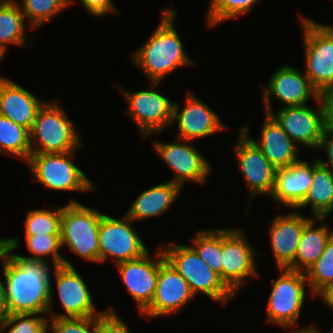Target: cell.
<instances>
[{
  "label": "cell",
  "instance_id": "484cf974",
  "mask_svg": "<svg viewBox=\"0 0 333 333\" xmlns=\"http://www.w3.org/2000/svg\"><path fill=\"white\" fill-rule=\"evenodd\" d=\"M308 194L296 208L300 211L310 206L312 217H329L333 212V170L313 159V177Z\"/></svg>",
  "mask_w": 333,
  "mask_h": 333
},
{
  "label": "cell",
  "instance_id": "60d3db41",
  "mask_svg": "<svg viewBox=\"0 0 333 333\" xmlns=\"http://www.w3.org/2000/svg\"><path fill=\"white\" fill-rule=\"evenodd\" d=\"M323 304L333 311V283L322 289L316 296Z\"/></svg>",
  "mask_w": 333,
  "mask_h": 333
},
{
  "label": "cell",
  "instance_id": "ee69618b",
  "mask_svg": "<svg viewBox=\"0 0 333 333\" xmlns=\"http://www.w3.org/2000/svg\"><path fill=\"white\" fill-rule=\"evenodd\" d=\"M305 333H323V332H320V330L317 329L316 326H312V327L306 328Z\"/></svg>",
  "mask_w": 333,
  "mask_h": 333
},
{
  "label": "cell",
  "instance_id": "8992f818",
  "mask_svg": "<svg viewBox=\"0 0 333 333\" xmlns=\"http://www.w3.org/2000/svg\"><path fill=\"white\" fill-rule=\"evenodd\" d=\"M77 151L30 154L26 164L33 180L42 184L47 190L58 192L94 191L96 188L94 182L73 162Z\"/></svg>",
  "mask_w": 333,
  "mask_h": 333
},
{
  "label": "cell",
  "instance_id": "6da1fadb",
  "mask_svg": "<svg viewBox=\"0 0 333 333\" xmlns=\"http://www.w3.org/2000/svg\"><path fill=\"white\" fill-rule=\"evenodd\" d=\"M7 255L2 267L7 308L10 314L48 315L53 312L54 293L51 263L30 260L14 253L19 238H4Z\"/></svg>",
  "mask_w": 333,
  "mask_h": 333
},
{
  "label": "cell",
  "instance_id": "d6986e66",
  "mask_svg": "<svg viewBox=\"0 0 333 333\" xmlns=\"http://www.w3.org/2000/svg\"><path fill=\"white\" fill-rule=\"evenodd\" d=\"M193 298L187 281L165 259L159 266L153 300L139 316L149 319L178 314Z\"/></svg>",
  "mask_w": 333,
  "mask_h": 333
},
{
  "label": "cell",
  "instance_id": "8fae6325",
  "mask_svg": "<svg viewBox=\"0 0 333 333\" xmlns=\"http://www.w3.org/2000/svg\"><path fill=\"white\" fill-rule=\"evenodd\" d=\"M152 147L163 163L174 173L169 181L184 189L186 183L207 184L212 164L192 141L176 138V142L152 140Z\"/></svg>",
  "mask_w": 333,
  "mask_h": 333
},
{
  "label": "cell",
  "instance_id": "d4e9b609",
  "mask_svg": "<svg viewBox=\"0 0 333 333\" xmlns=\"http://www.w3.org/2000/svg\"><path fill=\"white\" fill-rule=\"evenodd\" d=\"M326 219L327 217H313L304 226L295 255L294 271L305 273L324 252L333 235V229L324 223Z\"/></svg>",
  "mask_w": 333,
  "mask_h": 333
},
{
  "label": "cell",
  "instance_id": "52a82bcc",
  "mask_svg": "<svg viewBox=\"0 0 333 333\" xmlns=\"http://www.w3.org/2000/svg\"><path fill=\"white\" fill-rule=\"evenodd\" d=\"M280 274L277 279H271V291L267 300L266 321L284 330L295 328L302 313L306 294L315 298L308 287L304 272L289 269H278ZM307 285V287H306Z\"/></svg>",
  "mask_w": 333,
  "mask_h": 333
},
{
  "label": "cell",
  "instance_id": "ffe728a7",
  "mask_svg": "<svg viewBox=\"0 0 333 333\" xmlns=\"http://www.w3.org/2000/svg\"><path fill=\"white\" fill-rule=\"evenodd\" d=\"M312 218L303 216L302 211L296 209L273 217L268 228V237L277 269L294 271L295 255L304 226Z\"/></svg>",
  "mask_w": 333,
  "mask_h": 333
},
{
  "label": "cell",
  "instance_id": "83f0119b",
  "mask_svg": "<svg viewBox=\"0 0 333 333\" xmlns=\"http://www.w3.org/2000/svg\"><path fill=\"white\" fill-rule=\"evenodd\" d=\"M0 154L16 156L26 163L31 154L29 130L0 115Z\"/></svg>",
  "mask_w": 333,
  "mask_h": 333
},
{
  "label": "cell",
  "instance_id": "f6af8a7d",
  "mask_svg": "<svg viewBox=\"0 0 333 333\" xmlns=\"http://www.w3.org/2000/svg\"><path fill=\"white\" fill-rule=\"evenodd\" d=\"M312 326H314V325H310V326H307V327H303V328H301V329H294V330L291 329V331H290V332L287 331V333H305V329H306V328H309V327H312ZM285 333H286V332H285Z\"/></svg>",
  "mask_w": 333,
  "mask_h": 333
},
{
  "label": "cell",
  "instance_id": "7bdbcfd3",
  "mask_svg": "<svg viewBox=\"0 0 333 333\" xmlns=\"http://www.w3.org/2000/svg\"><path fill=\"white\" fill-rule=\"evenodd\" d=\"M6 255H7V244H6V242H5V240L4 239H2L1 241H0V265H1V272L0 273H3L2 272V267H3V265H4V261H5V257H6ZM2 282V279H1V274H0V283Z\"/></svg>",
  "mask_w": 333,
  "mask_h": 333
},
{
  "label": "cell",
  "instance_id": "4dcf8cb0",
  "mask_svg": "<svg viewBox=\"0 0 333 333\" xmlns=\"http://www.w3.org/2000/svg\"><path fill=\"white\" fill-rule=\"evenodd\" d=\"M74 1L75 0H21L17 3H19L26 21L29 20L30 26L28 28L32 30L40 28L51 21L58 13L60 14L70 5H74Z\"/></svg>",
  "mask_w": 333,
  "mask_h": 333
},
{
  "label": "cell",
  "instance_id": "9c48e42d",
  "mask_svg": "<svg viewBox=\"0 0 333 333\" xmlns=\"http://www.w3.org/2000/svg\"><path fill=\"white\" fill-rule=\"evenodd\" d=\"M304 46V73L320 92L333 86V25L299 16Z\"/></svg>",
  "mask_w": 333,
  "mask_h": 333
},
{
  "label": "cell",
  "instance_id": "e0dca14e",
  "mask_svg": "<svg viewBox=\"0 0 333 333\" xmlns=\"http://www.w3.org/2000/svg\"><path fill=\"white\" fill-rule=\"evenodd\" d=\"M201 100L189 91L182 108L174 102L171 125H177V138L194 142L228 129L222 118Z\"/></svg>",
  "mask_w": 333,
  "mask_h": 333
},
{
  "label": "cell",
  "instance_id": "8d00e7d4",
  "mask_svg": "<svg viewBox=\"0 0 333 333\" xmlns=\"http://www.w3.org/2000/svg\"><path fill=\"white\" fill-rule=\"evenodd\" d=\"M97 333H132L120 315L109 307L97 316Z\"/></svg>",
  "mask_w": 333,
  "mask_h": 333
},
{
  "label": "cell",
  "instance_id": "d590c367",
  "mask_svg": "<svg viewBox=\"0 0 333 333\" xmlns=\"http://www.w3.org/2000/svg\"><path fill=\"white\" fill-rule=\"evenodd\" d=\"M48 333H97L95 317H48Z\"/></svg>",
  "mask_w": 333,
  "mask_h": 333
},
{
  "label": "cell",
  "instance_id": "ac0fdd59",
  "mask_svg": "<svg viewBox=\"0 0 333 333\" xmlns=\"http://www.w3.org/2000/svg\"><path fill=\"white\" fill-rule=\"evenodd\" d=\"M55 285L63 313L48 312V317H95L97 310L86 281L74 266H52Z\"/></svg>",
  "mask_w": 333,
  "mask_h": 333
},
{
  "label": "cell",
  "instance_id": "ba28073f",
  "mask_svg": "<svg viewBox=\"0 0 333 333\" xmlns=\"http://www.w3.org/2000/svg\"><path fill=\"white\" fill-rule=\"evenodd\" d=\"M160 83L150 81V89L138 91L116 85L128 104L124 114L134 121L142 140L170 128L173 120L174 101L157 90Z\"/></svg>",
  "mask_w": 333,
  "mask_h": 333
},
{
  "label": "cell",
  "instance_id": "9a60e30c",
  "mask_svg": "<svg viewBox=\"0 0 333 333\" xmlns=\"http://www.w3.org/2000/svg\"><path fill=\"white\" fill-rule=\"evenodd\" d=\"M154 256L148 251L140 258L116 264L120 280L129 295L136 302L139 314L153 300L159 266L165 260L164 253L159 245Z\"/></svg>",
  "mask_w": 333,
  "mask_h": 333
},
{
  "label": "cell",
  "instance_id": "44dd1931",
  "mask_svg": "<svg viewBox=\"0 0 333 333\" xmlns=\"http://www.w3.org/2000/svg\"><path fill=\"white\" fill-rule=\"evenodd\" d=\"M260 148L268 161L276 168H287L301 160V149L291 140L282 127L269 114H264L260 137L249 134V124L240 127Z\"/></svg>",
  "mask_w": 333,
  "mask_h": 333
},
{
  "label": "cell",
  "instance_id": "f1b7e54d",
  "mask_svg": "<svg viewBox=\"0 0 333 333\" xmlns=\"http://www.w3.org/2000/svg\"><path fill=\"white\" fill-rule=\"evenodd\" d=\"M25 241L27 250L32 255L21 256L22 258L48 261L53 266H74L60 251L62 247L60 234L25 235ZM47 256H50L52 261L47 259Z\"/></svg>",
  "mask_w": 333,
  "mask_h": 333
},
{
  "label": "cell",
  "instance_id": "4316f807",
  "mask_svg": "<svg viewBox=\"0 0 333 333\" xmlns=\"http://www.w3.org/2000/svg\"><path fill=\"white\" fill-rule=\"evenodd\" d=\"M26 22L17 1L0 0V58L2 60L10 44L19 47L33 44L35 36L27 34ZM27 38L30 39L31 44L28 43Z\"/></svg>",
  "mask_w": 333,
  "mask_h": 333
},
{
  "label": "cell",
  "instance_id": "7c38bea8",
  "mask_svg": "<svg viewBox=\"0 0 333 333\" xmlns=\"http://www.w3.org/2000/svg\"><path fill=\"white\" fill-rule=\"evenodd\" d=\"M134 223L126 214L118 219L103 214L98 231L100 263L113 258L116 265L140 258L149 251Z\"/></svg>",
  "mask_w": 333,
  "mask_h": 333
},
{
  "label": "cell",
  "instance_id": "d6a6232c",
  "mask_svg": "<svg viewBox=\"0 0 333 333\" xmlns=\"http://www.w3.org/2000/svg\"><path fill=\"white\" fill-rule=\"evenodd\" d=\"M62 205L56 209L29 210L24 222L25 235L60 234Z\"/></svg>",
  "mask_w": 333,
  "mask_h": 333
},
{
  "label": "cell",
  "instance_id": "ab89813d",
  "mask_svg": "<svg viewBox=\"0 0 333 333\" xmlns=\"http://www.w3.org/2000/svg\"><path fill=\"white\" fill-rule=\"evenodd\" d=\"M319 100L323 109L325 127L333 128V86L321 90Z\"/></svg>",
  "mask_w": 333,
  "mask_h": 333
},
{
  "label": "cell",
  "instance_id": "5b68a950",
  "mask_svg": "<svg viewBox=\"0 0 333 333\" xmlns=\"http://www.w3.org/2000/svg\"><path fill=\"white\" fill-rule=\"evenodd\" d=\"M102 212L71 199L63 205L61 246L87 262L99 263L98 231Z\"/></svg>",
  "mask_w": 333,
  "mask_h": 333
},
{
  "label": "cell",
  "instance_id": "b9f144b4",
  "mask_svg": "<svg viewBox=\"0 0 333 333\" xmlns=\"http://www.w3.org/2000/svg\"><path fill=\"white\" fill-rule=\"evenodd\" d=\"M10 315L5 296V288L3 282L0 283V326Z\"/></svg>",
  "mask_w": 333,
  "mask_h": 333
},
{
  "label": "cell",
  "instance_id": "f35d334b",
  "mask_svg": "<svg viewBox=\"0 0 333 333\" xmlns=\"http://www.w3.org/2000/svg\"><path fill=\"white\" fill-rule=\"evenodd\" d=\"M317 150L324 151L326 158V161H324V159L316 157L318 162L333 170V128L325 127L323 137L320 140Z\"/></svg>",
  "mask_w": 333,
  "mask_h": 333
},
{
  "label": "cell",
  "instance_id": "277c9868",
  "mask_svg": "<svg viewBox=\"0 0 333 333\" xmlns=\"http://www.w3.org/2000/svg\"><path fill=\"white\" fill-rule=\"evenodd\" d=\"M160 247L165 259L187 281L192 293L206 295L223 307L233 300L235 294L222 281L219 274L198 256L196 251L188 244L170 242L161 243Z\"/></svg>",
  "mask_w": 333,
  "mask_h": 333
},
{
  "label": "cell",
  "instance_id": "30bf717a",
  "mask_svg": "<svg viewBox=\"0 0 333 333\" xmlns=\"http://www.w3.org/2000/svg\"><path fill=\"white\" fill-rule=\"evenodd\" d=\"M245 235L239 227L222 228V281L236 296L251 278L260 277L255 260L259 251Z\"/></svg>",
  "mask_w": 333,
  "mask_h": 333
},
{
  "label": "cell",
  "instance_id": "f546056e",
  "mask_svg": "<svg viewBox=\"0 0 333 333\" xmlns=\"http://www.w3.org/2000/svg\"><path fill=\"white\" fill-rule=\"evenodd\" d=\"M190 246L222 279V228L200 230Z\"/></svg>",
  "mask_w": 333,
  "mask_h": 333
},
{
  "label": "cell",
  "instance_id": "7a4b0ae2",
  "mask_svg": "<svg viewBox=\"0 0 333 333\" xmlns=\"http://www.w3.org/2000/svg\"><path fill=\"white\" fill-rule=\"evenodd\" d=\"M161 12L159 25L150 32L145 43L131 54L132 63L145 73L149 82L164 81L174 70L196 65L186 53L175 27L174 20L178 13L170 7Z\"/></svg>",
  "mask_w": 333,
  "mask_h": 333
},
{
  "label": "cell",
  "instance_id": "7402d4cb",
  "mask_svg": "<svg viewBox=\"0 0 333 333\" xmlns=\"http://www.w3.org/2000/svg\"><path fill=\"white\" fill-rule=\"evenodd\" d=\"M45 102L12 79L0 77V115L16 124L30 131Z\"/></svg>",
  "mask_w": 333,
  "mask_h": 333
},
{
  "label": "cell",
  "instance_id": "4fadbf2b",
  "mask_svg": "<svg viewBox=\"0 0 333 333\" xmlns=\"http://www.w3.org/2000/svg\"><path fill=\"white\" fill-rule=\"evenodd\" d=\"M238 142L232 148L239 172L248 188L249 199L257 195L271 196L277 169L268 161L260 148L240 128Z\"/></svg>",
  "mask_w": 333,
  "mask_h": 333
},
{
  "label": "cell",
  "instance_id": "2e32d148",
  "mask_svg": "<svg viewBox=\"0 0 333 333\" xmlns=\"http://www.w3.org/2000/svg\"><path fill=\"white\" fill-rule=\"evenodd\" d=\"M317 109L308 104L279 108L270 115L299 148L317 150L325 124L320 100Z\"/></svg>",
  "mask_w": 333,
  "mask_h": 333
},
{
  "label": "cell",
  "instance_id": "cb8c5ba5",
  "mask_svg": "<svg viewBox=\"0 0 333 333\" xmlns=\"http://www.w3.org/2000/svg\"><path fill=\"white\" fill-rule=\"evenodd\" d=\"M182 191L179 185L168 179L166 182L142 190L124 214L134 222L159 217L168 213Z\"/></svg>",
  "mask_w": 333,
  "mask_h": 333
},
{
  "label": "cell",
  "instance_id": "1f68e13d",
  "mask_svg": "<svg viewBox=\"0 0 333 333\" xmlns=\"http://www.w3.org/2000/svg\"><path fill=\"white\" fill-rule=\"evenodd\" d=\"M259 0H210L206 11L207 29L248 14Z\"/></svg>",
  "mask_w": 333,
  "mask_h": 333
},
{
  "label": "cell",
  "instance_id": "3957f363",
  "mask_svg": "<svg viewBox=\"0 0 333 333\" xmlns=\"http://www.w3.org/2000/svg\"><path fill=\"white\" fill-rule=\"evenodd\" d=\"M60 102V99L47 100L38 110L29 131L31 154L66 153L83 147L77 125L68 117Z\"/></svg>",
  "mask_w": 333,
  "mask_h": 333
},
{
  "label": "cell",
  "instance_id": "5bb4252c",
  "mask_svg": "<svg viewBox=\"0 0 333 333\" xmlns=\"http://www.w3.org/2000/svg\"><path fill=\"white\" fill-rule=\"evenodd\" d=\"M262 93L264 113L269 115L274 111L272 98L282 103L281 108L305 105L310 99L319 100V91L305 73L289 64L282 65L271 75Z\"/></svg>",
  "mask_w": 333,
  "mask_h": 333
},
{
  "label": "cell",
  "instance_id": "836d02e7",
  "mask_svg": "<svg viewBox=\"0 0 333 333\" xmlns=\"http://www.w3.org/2000/svg\"><path fill=\"white\" fill-rule=\"evenodd\" d=\"M308 288L315 297L322 289L333 283V235L322 255L305 272Z\"/></svg>",
  "mask_w": 333,
  "mask_h": 333
},
{
  "label": "cell",
  "instance_id": "74e56055",
  "mask_svg": "<svg viewBox=\"0 0 333 333\" xmlns=\"http://www.w3.org/2000/svg\"><path fill=\"white\" fill-rule=\"evenodd\" d=\"M88 14L90 13L94 17H105L106 14L111 13L118 15L119 8L117 10L113 0H79Z\"/></svg>",
  "mask_w": 333,
  "mask_h": 333
},
{
  "label": "cell",
  "instance_id": "603a6c76",
  "mask_svg": "<svg viewBox=\"0 0 333 333\" xmlns=\"http://www.w3.org/2000/svg\"><path fill=\"white\" fill-rule=\"evenodd\" d=\"M313 177V161L300 160L276 171L275 186L270 197L282 207L296 209L308 194Z\"/></svg>",
  "mask_w": 333,
  "mask_h": 333
},
{
  "label": "cell",
  "instance_id": "e575fe53",
  "mask_svg": "<svg viewBox=\"0 0 333 333\" xmlns=\"http://www.w3.org/2000/svg\"><path fill=\"white\" fill-rule=\"evenodd\" d=\"M39 314H10L0 326V333H48V317Z\"/></svg>",
  "mask_w": 333,
  "mask_h": 333
}]
</instances>
